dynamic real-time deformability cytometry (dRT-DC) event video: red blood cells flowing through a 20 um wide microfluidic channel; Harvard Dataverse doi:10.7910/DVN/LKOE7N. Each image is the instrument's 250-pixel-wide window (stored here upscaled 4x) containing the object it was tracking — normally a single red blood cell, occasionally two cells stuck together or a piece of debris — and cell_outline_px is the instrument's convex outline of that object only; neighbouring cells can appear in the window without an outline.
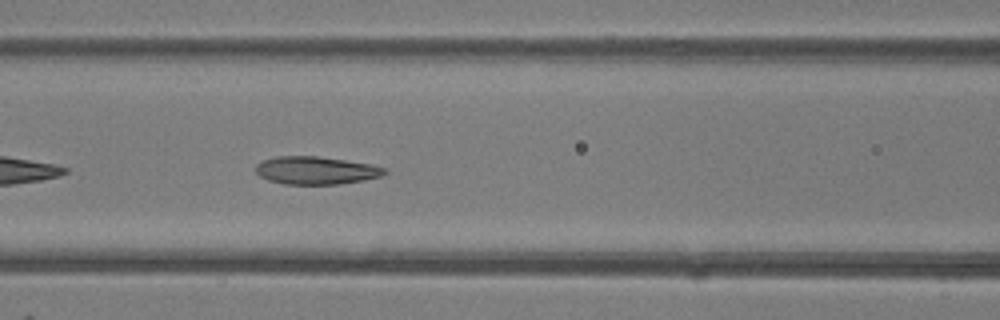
{"species": "common noctule bat (a hibernating species)", "species_latin": "Nyctalus noctula", "temperature_condition": "room temperature", "stored_images_in_passage": 21, "camera_frame_rate_fps": 3000, "um_per_image_px": 0.085, "animal": {"sex": "female"}, "frame": {"image": 1, "passage_image": 7, "time_ms": 2.0, "image_size_px": [1000, 320], "cell_outline_px": [[388, 172], [380, 176], [364, 180], [340, 184], [284, 184], [268, 180], [260, 176], [256, 172], [256, 164], [264, 160], [276, 156], [316, 156], [372, 164], [388, 168]], "centroid_in_image_um": [26.88, 14.48], "position_along_channel_um": 139.7, "area_um2": 20.92}}
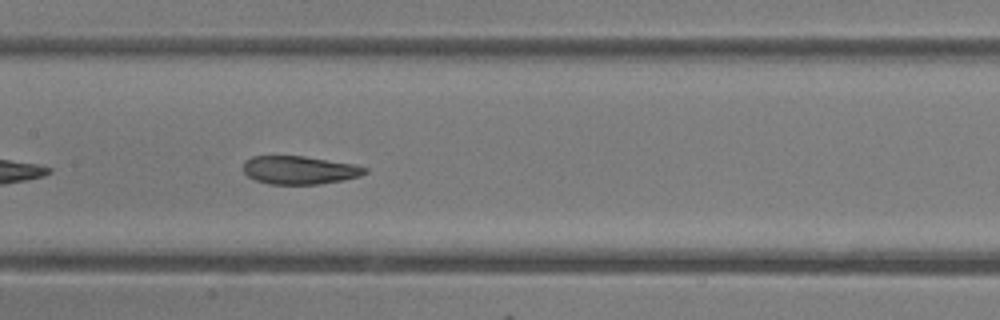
{"frame": {"image": 2, "passage_image": 10, "time_ms": 3.0, "image_size_px": [1000, 320], "cell_outline_px": [[368, 172], [360, 176], [344, 180], [320, 184], [268, 184], [256, 180], [248, 176], [244, 172], [244, 164], [252, 156], [304, 156], [352, 164], [368, 168]], "centroid_in_image_um": [25.48, 14.46], "position_along_channel_um": 181.9, "area_um2": 19.88}}